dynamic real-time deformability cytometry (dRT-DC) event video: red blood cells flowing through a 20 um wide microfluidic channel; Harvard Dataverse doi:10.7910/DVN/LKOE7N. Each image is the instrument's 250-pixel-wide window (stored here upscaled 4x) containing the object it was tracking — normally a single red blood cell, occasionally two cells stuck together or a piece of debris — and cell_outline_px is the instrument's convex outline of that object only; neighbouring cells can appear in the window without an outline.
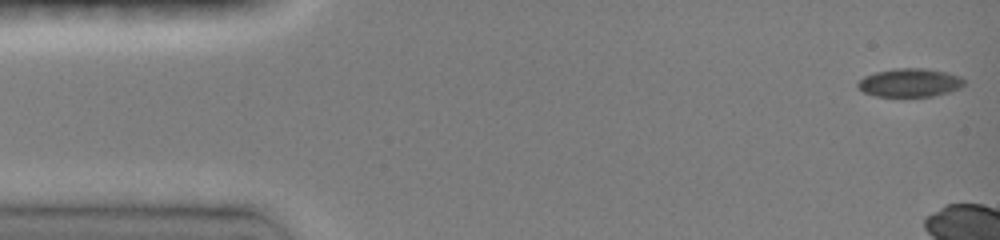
{"species": "common noctule bat (a hibernating species)", "species_latin": "Nyctalus noctula", "temperature_condition": "room temperature", "stored_images_in_passage": 8, "camera_frame_rate_fps": 3000, "um_per_image_px": 0.085, "animal": {"sex": "female", "body_mass_g": 19.0, "forearm_length_mm": 51.5}, "frame": {"image": 1, "passage_image": 1, "time_ms": 0.0, "image_size_px": [1000, 240], "cell_outline_px": [[964, 84], [960, 88], [948, 92], [932, 96], [876, 96], [864, 92], [856, 84], [864, 76], [876, 72], [892, 68], [924, 68], [948, 72], [960, 76], [964, 80]], "centroid_in_image_um": [77.34, 7.01], "position_along_channel_um": 7.7, "area_um2": 17.57}}
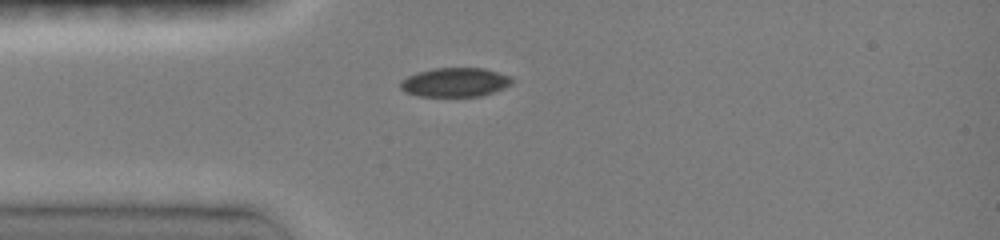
{"frame": {"image": 2, "passage_image": 8, "time_ms": 6.0, "image_size_px": [1000, 240], "cell_outline_px": [[512, 84], [504, 88], [480, 96], [416, 96], [404, 92], [400, 88], [400, 80], [416, 72], [432, 68], [484, 68], [512, 76]], "centroid_in_image_um": [38.65, 6.99], "position_along_channel_um": 46.3, "area_um2": 19.07}}